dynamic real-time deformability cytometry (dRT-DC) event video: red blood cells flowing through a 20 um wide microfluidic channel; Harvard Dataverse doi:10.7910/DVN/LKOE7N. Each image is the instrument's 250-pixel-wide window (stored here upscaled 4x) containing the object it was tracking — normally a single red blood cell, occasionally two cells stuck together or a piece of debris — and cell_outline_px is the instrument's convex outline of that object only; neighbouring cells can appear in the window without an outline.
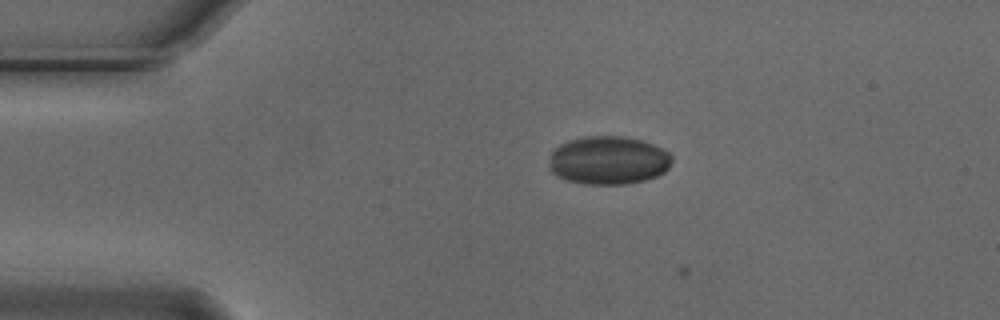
{"species": "Egyptian fruit bat (a non-hibernating species)", "species_latin": "Rousettus aegyptiacus", "temperature_condition": "cold", "stored_images_in_passage": 4, "camera_frame_rate_fps": 3000, "um_per_image_px": 0.085, "animal": {"sex": "male"}, "frame": {"image": 1, "passage_image": 2, "time_ms": 0.333, "image_size_px": [1000, 320], "cell_outline_px": [[672, 160], [668, 168], [664, 172], [656, 176], [644, 180], [624, 184], [584, 184], [568, 180], [556, 176], [548, 168], [548, 164], [552, 152], [560, 144], [568, 140], [584, 136], [620, 136], [640, 140], [652, 144], [668, 152], [672, 156]], "centroid_in_image_um": [51.68, 13.63], "position_along_channel_um": 33.3, "area_um2": 34.56}}